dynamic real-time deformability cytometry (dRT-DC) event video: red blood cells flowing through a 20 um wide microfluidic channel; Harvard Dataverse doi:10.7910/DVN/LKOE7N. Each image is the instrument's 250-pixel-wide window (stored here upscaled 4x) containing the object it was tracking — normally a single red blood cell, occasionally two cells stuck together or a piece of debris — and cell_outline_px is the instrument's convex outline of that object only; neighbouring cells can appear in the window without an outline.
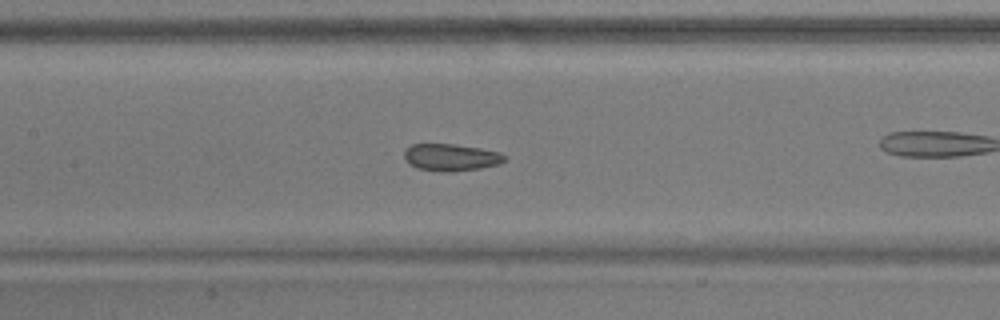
{"species": "common noctule bat (a hibernating species)", "species_latin": "Nyctalus noctula", "temperature_condition": "warm", "stored_images_in_passage": 55, "camera_frame_rate_fps": 3000, "um_per_image_px": 0.085, "animal": {"sex": "male", "body_mass_g": 17.9}, "frame": {"image": 1, "passage_image": 24, "time_ms": 7.667, "image_size_px": [1000, 320], "cell_outline_px": [[508, 156], [500, 164], [480, 168], [444, 172], [440, 172], [416, 168], [408, 164], [404, 160], [404, 152], [412, 144], [452, 144], [480, 148], [500, 152]], "centroid_in_image_um": [38.32, 13.38], "position_along_channel_um": 169.1, "area_um2": 15.9}, "authors_computed_cell_mechanics": {"area_um2": 17.918, "velocity_mm_per_s": 3.6281, "shape_relaxation_time_tau1_ms": null, "shape_relaxation_time_tau2_ms": 2.0109, "deformation_change_tau1": null, "deformation_change_tau2": 0.0842}}